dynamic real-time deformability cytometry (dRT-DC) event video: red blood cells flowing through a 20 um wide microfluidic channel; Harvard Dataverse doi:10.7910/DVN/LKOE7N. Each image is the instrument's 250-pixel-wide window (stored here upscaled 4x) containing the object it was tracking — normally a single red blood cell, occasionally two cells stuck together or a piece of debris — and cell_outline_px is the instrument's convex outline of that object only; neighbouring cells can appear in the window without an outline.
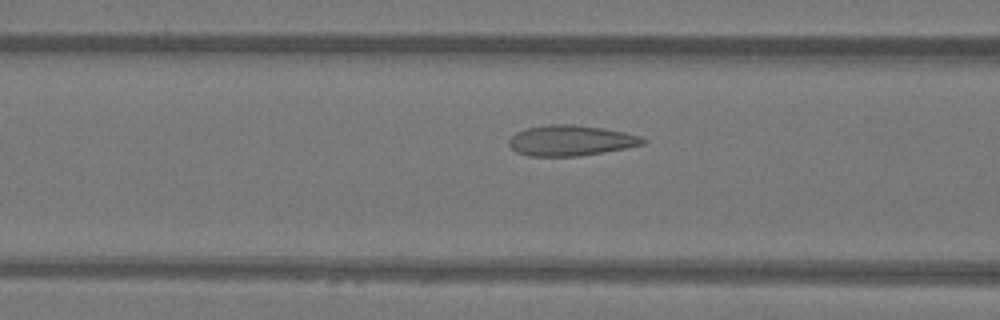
{"species": "Egyptian fruit bat (a non-hibernating species)", "species_latin": "Rousettus aegyptiacus", "temperature_condition": "warm", "stored_images_in_passage": 50, "camera_frame_rate_fps": 3000, "um_per_image_px": 0.085, "animal": {"sex": "female"}, "frame": {"image": 1, "passage_image": 20, "time_ms": 6.333, "image_size_px": [1000, 320], "cell_outline_px": [[648, 140], [644, 144], [624, 148], [580, 156], [528, 156], [516, 152], [508, 144], [508, 140], [516, 132], [528, 128], [548, 124], [572, 124], [600, 128], [624, 132], [640, 136]], "centroid_in_image_um": [48.49, 11.95], "position_along_channel_um": 118.1, "area_um2": 23.7}}
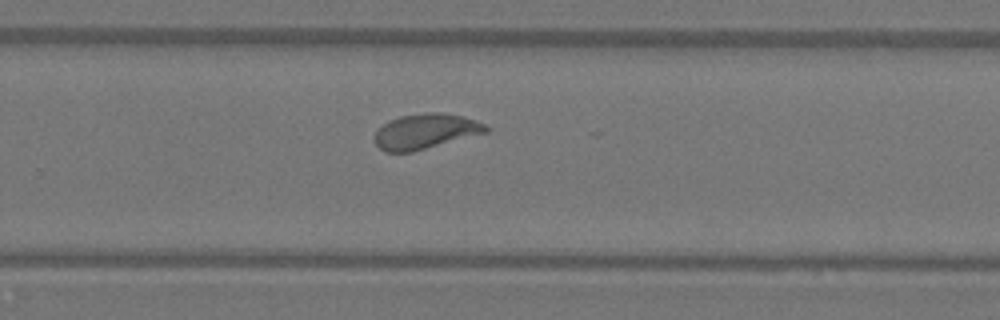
{"frame": {"image": 2, "passage_image": 33, "time_ms": 10.667, "image_size_px": [1000, 320], "cell_outline_px": [[492, 128], [488, 132], [412, 152], [384, 152], [376, 144], [376, 132], [388, 120], [400, 116], [428, 112], [440, 112], [464, 116], [476, 120]], "centroid_in_image_um": [36.21, 11.16], "position_along_channel_um": 293.6, "area_um2": 22.77}}
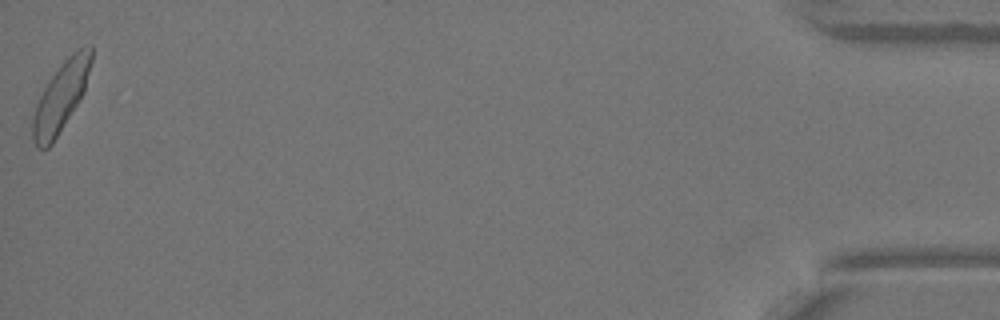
{"frame": {"image": 3, "passage_image": 50, "time_ms": 16.333, "image_size_px": [1000, 320], "cell_outline_px": [[92, 60], [84, 92], [80, 100], [52, 144], [48, 148], [36, 148], [32, 140], [32, 116], [36, 104], [48, 80], [60, 64], [76, 48], [88, 44], [92, 44]], "centroid_in_image_um": [5.18, 8.2], "position_along_channel_um": 430.0, "area_um2": 23.93}, "authors_computed_cell_mechanics": {"area_um2": 23.0333, "velocity_mm_per_s": 4.0659, "shape_relaxation_time_tau1_ms": 4.121, "shape_relaxation_time_tau2_ms": null, "deformation_change_tau1": 0.1558, "deformation_change_tau2": null}}